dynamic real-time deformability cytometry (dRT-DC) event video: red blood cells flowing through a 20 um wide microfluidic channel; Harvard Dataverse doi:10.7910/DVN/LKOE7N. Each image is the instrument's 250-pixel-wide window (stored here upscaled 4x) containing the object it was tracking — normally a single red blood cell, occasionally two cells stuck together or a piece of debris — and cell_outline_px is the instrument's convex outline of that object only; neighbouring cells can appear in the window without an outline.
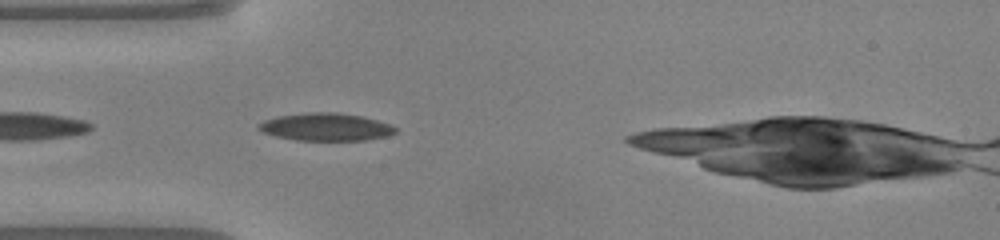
{"species": "common noctule bat (a hibernating species)", "species_latin": "Nyctalus noctula", "temperature_condition": "warm", "stored_images_in_passage": 31, "camera_frame_rate_fps": 3000, "um_per_image_px": 0.085, "animal": {"sex": "male", "body_mass_g": 20.0, "forearm_length_mm": 53.3}, "frame": {"image": 1, "passage_image": 3, "time_ms": 0.667, "image_size_px": [1000, 240], "cell_outline_px": [[396, 132], [388, 136], [364, 140], [296, 140], [276, 136], [264, 132], [256, 128], [256, 124], [264, 120], [276, 116], [308, 112], [336, 112], [364, 116], [388, 124], [396, 128]], "centroid_in_image_um": [27.66, 10.78], "position_along_channel_um": 57.3, "area_um2": 22.08}}
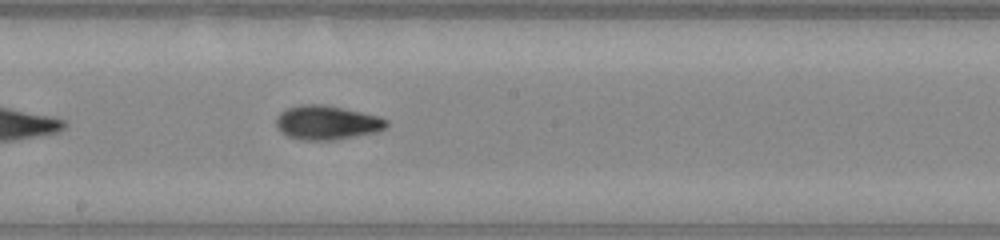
{"frame": {"image": 2, "passage_image": 15, "time_ms": 4.667, "image_size_px": [1000, 240], "cell_outline_px": [[388, 124], [384, 128], [376, 132], [336, 140], [304, 140], [288, 136], [276, 124], [276, 116], [280, 112], [288, 108], [300, 104], [324, 104], [360, 112], [376, 116], [388, 120]], "centroid_in_image_um": [27.78, 10.42], "position_along_channel_um": 220.4, "area_um2": 21.68}}
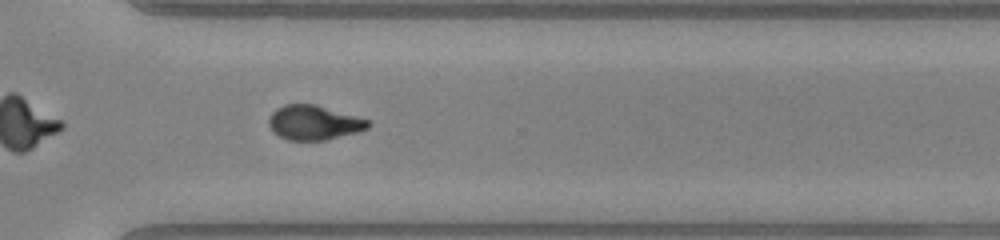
{"frame": {"image": 3, "passage_image": 24, "time_ms": 7.667, "image_size_px": [1000, 240], "cell_outline_px": [[372, 124], [368, 128], [356, 132], [324, 140], [288, 140], [280, 136], [268, 124], [268, 120], [272, 112], [276, 108], [284, 104], [316, 104], [368, 120]], "centroid_in_image_um": [26.67, 10.41], "position_along_channel_um": 343.9, "area_um2": 19.71}}